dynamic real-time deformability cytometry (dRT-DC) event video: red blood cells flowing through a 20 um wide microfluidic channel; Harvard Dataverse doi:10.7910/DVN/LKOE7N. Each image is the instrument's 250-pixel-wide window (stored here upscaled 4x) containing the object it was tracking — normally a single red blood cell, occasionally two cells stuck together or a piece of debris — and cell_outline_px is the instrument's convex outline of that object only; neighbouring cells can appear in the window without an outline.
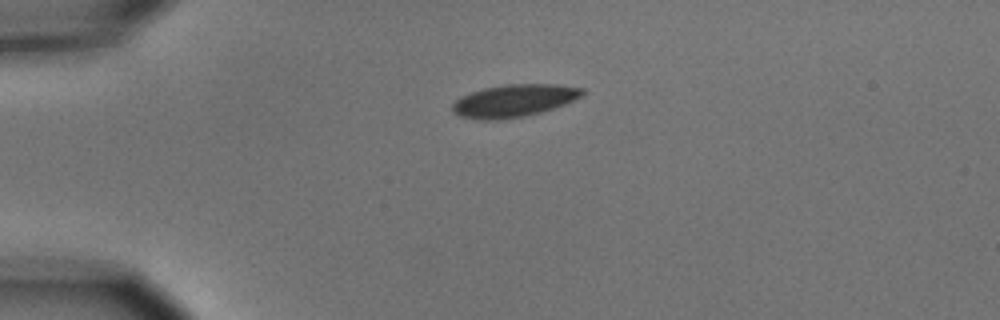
{"species": "common noctule bat (a hibernating species)", "species_latin": "Nyctalus noctula", "temperature_condition": "cold", "stored_images_in_passage": 3, "camera_frame_rate_fps": 3000, "um_per_image_px": 0.085, "animal": {"sex": "male", "body_mass_g": 15.6}, "frame": {"image": 1, "passage_image": 1, "time_ms": 0.0, "image_size_px": [1000, 320], "cell_outline_px": [[584, 92], [580, 96], [564, 104], [528, 116], [500, 120], [476, 120], [460, 116], [452, 112], [452, 104], [460, 96], [484, 88], [508, 84], [556, 84], [584, 88]], "centroid_in_image_um": [43.64, 8.57], "position_along_channel_um": 41.4, "area_um2": 24.62}}
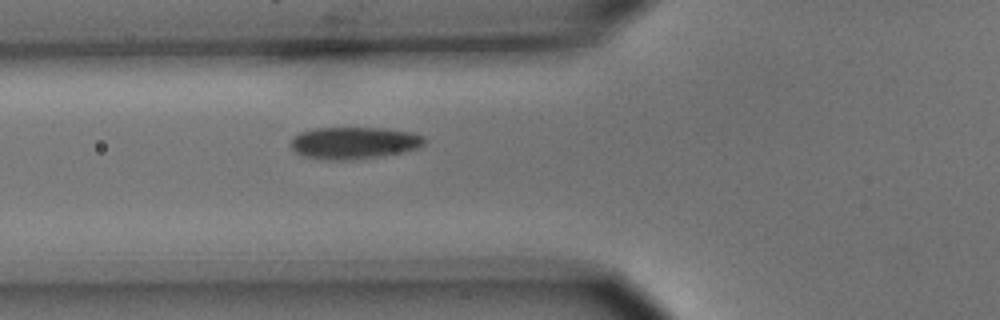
{"frame": {"image": 2, "passage_image": 3, "time_ms": 2.333, "image_size_px": [1000, 320], "cell_outline_px": [[428, 140], [420, 148], [380, 156], [352, 160], [328, 160], [304, 156], [296, 152], [292, 148], [292, 136], [300, 132], [316, 128], [384, 128], [416, 132], [424, 136]], "centroid_in_image_um": [30.15, 12.14], "position_along_channel_um": 95.7, "area_um2": 25.14}}